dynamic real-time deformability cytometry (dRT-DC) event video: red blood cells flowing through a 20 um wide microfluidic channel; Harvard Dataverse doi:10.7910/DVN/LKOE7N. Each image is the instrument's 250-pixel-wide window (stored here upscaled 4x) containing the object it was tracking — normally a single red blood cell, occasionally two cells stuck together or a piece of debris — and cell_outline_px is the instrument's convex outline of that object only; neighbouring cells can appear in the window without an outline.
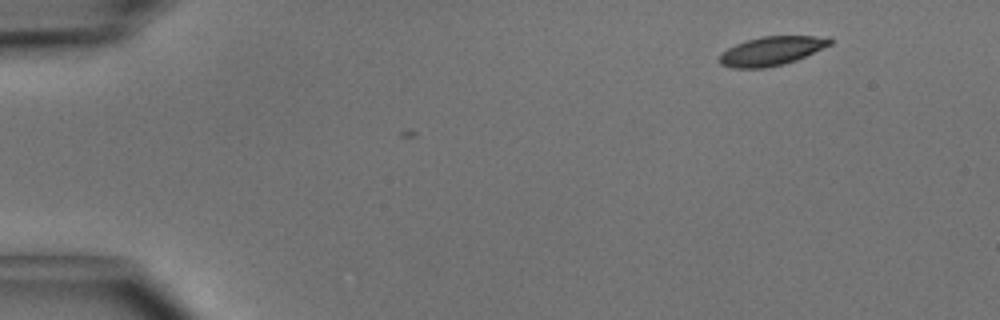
{"species": "common noctule bat (a hibernating species)", "species_latin": "Nyctalus noctula", "temperature_condition": "cold", "stored_images_in_passage": 3, "camera_frame_rate_fps": 3000, "um_per_image_px": 0.085, "animal": {"sex": "male", "body_mass_g": 15.6}, "frame": {"image": 1, "passage_image": 1, "time_ms": 0.0, "image_size_px": [1000, 320], "cell_outline_px": [[832, 44], [796, 60], [784, 64], [764, 68], [732, 68], [720, 64], [716, 60], [720, 52], [736, 44], [760, 36], [832, 36]], "centroid_in_image_um": [65.56, 4.33], "position_along_channel_um": 19.4, "area_um2": 18.84}}